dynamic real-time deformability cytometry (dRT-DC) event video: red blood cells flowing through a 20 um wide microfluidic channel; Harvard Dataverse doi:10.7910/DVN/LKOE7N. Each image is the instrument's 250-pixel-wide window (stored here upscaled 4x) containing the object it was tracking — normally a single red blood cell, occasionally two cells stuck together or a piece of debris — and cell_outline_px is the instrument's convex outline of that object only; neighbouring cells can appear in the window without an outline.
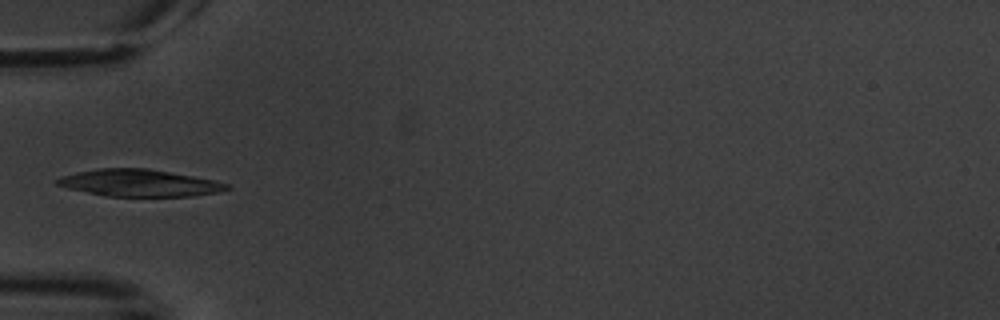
{"species": "common noctule bat (a hibernating species)", "species_latin": "Nyctalus noctula", "temperature_condition": "warm", "stored_images_in_passage": 8, "camera_frame_rate_fps": 3000, "um_per_image_px": 0.085, "animal": {"sex": "male", "body_mass_g": 20.1, "forearm_length_mm": 53.5}, "frame": {"image": 1, "passage_image": 6, "time_ms": 6.0, "image_size_px": [1000, 320], "cell_outline_px": [[232, 188], [220, 192], [192, 196], [108, 196], [68, 188], [56, 184], [56, 180], [60, 176], [100, 168], [148, 168], [192, 176], [212, 180], [228, 184]], "centroid_in_image_um": [11.87, 15.55], "position_along_channel_um": 73.1, "area_um2": 26.36}}
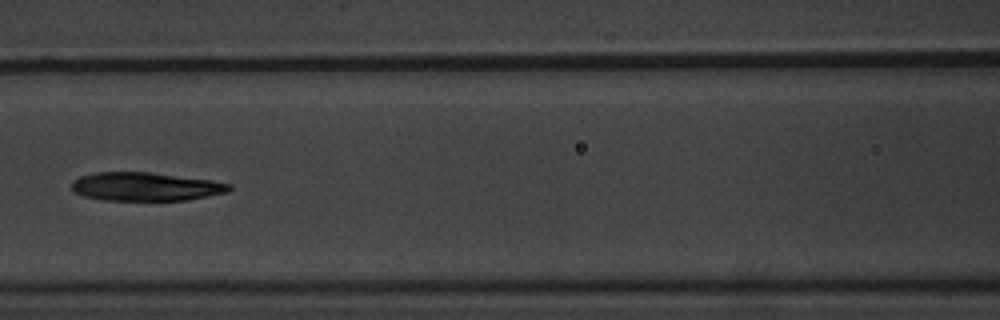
{"frame": {"image": 2, "passage_image": 8, "time_ms": 8.333, "image_size_px": [1000, 320], "cell_outline_px": [[232, 188], [228, 192], [188, 200], [100, 200], [84, 196], [76, 192], [72, 188], [72, 180], [80, 176], [96, 172], [148, 172], [212, 180], [232, 184]], "centroid_in_image_um": [12.39, 15.86], "position_along_channel_um": 154.2, "area_um2": 26.18}}